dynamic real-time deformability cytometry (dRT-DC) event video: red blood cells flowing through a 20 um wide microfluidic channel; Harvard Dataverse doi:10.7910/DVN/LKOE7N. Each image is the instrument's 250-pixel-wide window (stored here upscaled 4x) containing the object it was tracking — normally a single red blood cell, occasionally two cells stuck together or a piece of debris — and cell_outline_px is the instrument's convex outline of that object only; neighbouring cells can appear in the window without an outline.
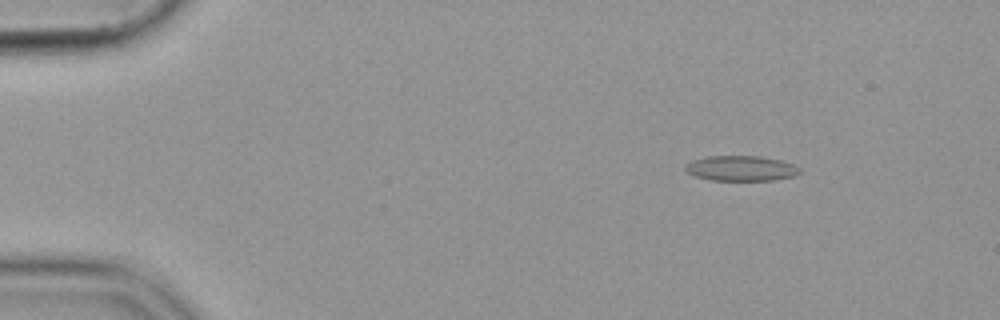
{"species": "common noctule bat (a hibernating species)", "species_latin": "Nyctalus noctula", "temperature_condition": "cold", "stored_images_in_passage": 16, "camera_frame_rate_fps": 3000, "um_per_image_px": 0.085, "animal": {"sex": "female", "body_mass_g": 19.9}, "frame": {"image": 1, "passage_image": 7, "time_ms": 2.0, "image_size_px": [1000, 320], "cell_outline_px": [[804, 172], [792, 176], [772, 180], [712, 180], [696, 176], [688, 172], [684, 168], [692, 160], [708, 156], [760, 156], [780, 160], [792, 164], [800, 168]], "centroid_in_image_um": [63.02, 14.3], "position_along_channel_um": 22.0, "area_um2": 16.65}}